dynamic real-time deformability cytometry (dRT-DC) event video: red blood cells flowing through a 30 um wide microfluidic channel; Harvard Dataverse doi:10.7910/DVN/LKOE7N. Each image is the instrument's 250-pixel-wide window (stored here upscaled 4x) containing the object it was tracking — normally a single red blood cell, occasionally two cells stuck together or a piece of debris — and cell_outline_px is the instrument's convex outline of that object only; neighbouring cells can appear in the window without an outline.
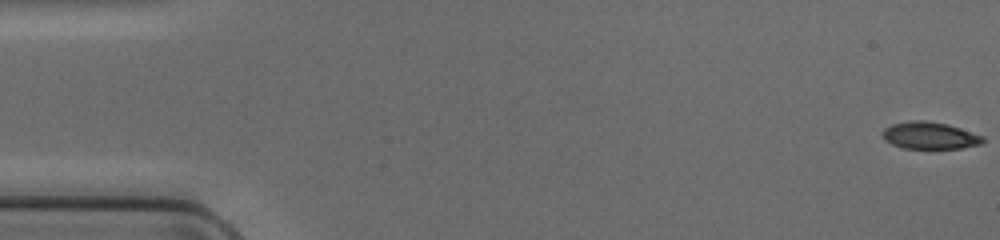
{"species": "common noctule bat (a hibernating species)", "species_latin": "Nyctalus noctula", "temperature_condition": "cold", "stored_images_in_passage": 50, "segment_of_instrument_passage": [1, 2], "camera_frame_rate_fps": 3000, "um_per_image_px": 0.085, "animal": {"sex": "female", "body_mass_g": 17.0, "forearm_length_mm": 48.0}, "frame": {"image": 1, "passage_image": 1, "time_ms": 0.0, "image_size_px": [1000, 240], "cell_outline_px": [[984, 140], [980, 144], [960, 148], [900, 148], [884, 140], [884, 128], [892, 124], [912, 120], [924, 120], [948, 124], [984, 136]], "centroid_in_image_um": [79.03, 11.51], "position_along_channel_um": 6.0, "area_um2": 15.72}}
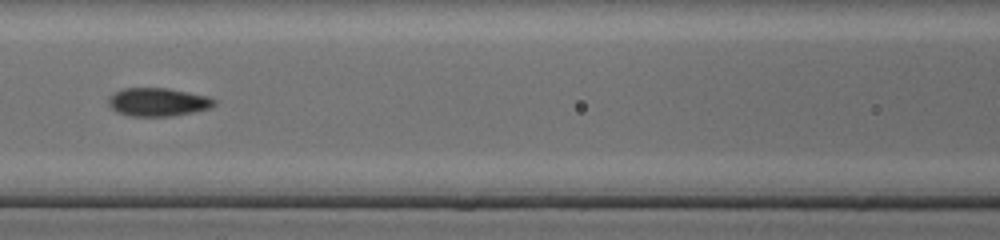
{"frame": {"image": 2, "passage_image": 22, "time_ms": 7.0, "image_size_px": [1000, 240], "cell_outline_px": [[216, 104], [208, 108], [192, 112], [172, 116], [132, 116], [116, 112], [108, 104], [108, 96], [124, 88], [168, 88], [208, 96], [216, 100]], "centroid_in_image_um": [13.41, 8.67], "position_along_channel_um": 153.2, "area_um2": 17.4}}
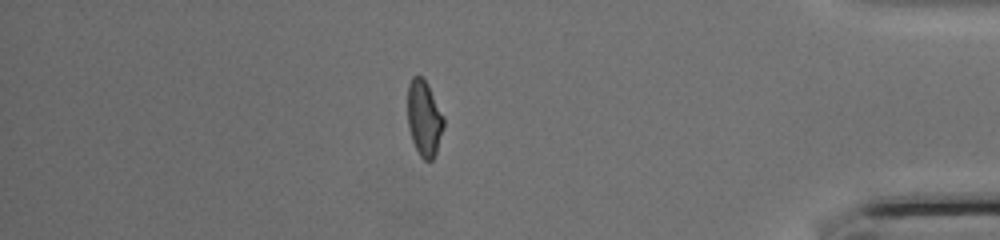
{"frame": {"image": 3, "passage_image": 42, "time_ms": 13.667, "image_size_px": [1000, 240], "cell_outline_px": [[444, 128], [436, 152], [432, 160], [424, 160], [420, 156], [412, 140], [408, 124], [408, 84], [412, 76], [420, 76], [428, 84], [444, 116]], "centroid_in_image_um": [36.06, 10.04], "position_along_channel_um": 399.1, "area_um2": 15.9}}